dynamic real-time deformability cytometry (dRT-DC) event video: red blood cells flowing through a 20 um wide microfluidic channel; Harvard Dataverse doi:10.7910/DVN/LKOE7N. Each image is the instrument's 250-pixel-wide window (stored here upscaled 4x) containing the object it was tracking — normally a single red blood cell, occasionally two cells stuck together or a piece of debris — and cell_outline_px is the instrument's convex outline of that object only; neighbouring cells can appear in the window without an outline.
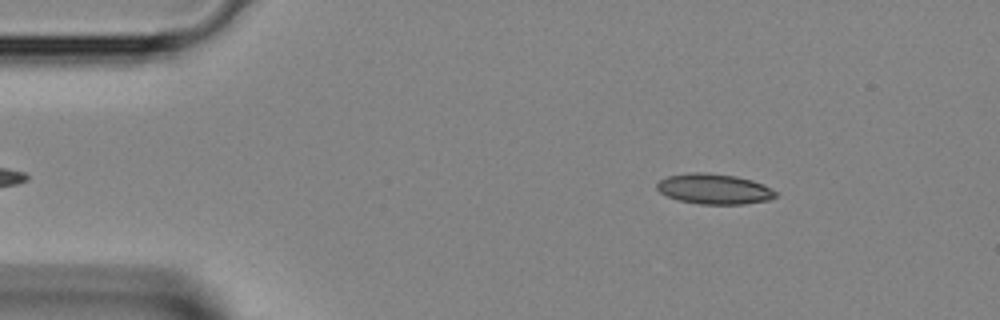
{"species": "Egyptian fruit bat (a non-hibernating species)", "species_latin": "Rousettus aegyptiacus", "temperature_condition": "room temperature", "stored_images_in_passage": 39, "camera_frame_rate_fps": 3000, "um_per_image_px": 0.085, "animal": {"sex": "female"}, "frame": {"image": 1, "passage_image": 3, "time_ms": 0.667, "image_size_px": [1000, 320], "cell_outline_px": [[776, 196], [768, 200], [744, 204], [700, 204], [680, 200], [668, 196], [660, 192], [656, 188], [656, 184], [660, 180], [668, 176], [692, 172], [700, 172], [736, 176], [752, 180], [764, 184], [776, 192]], "centroid_in_image_um": [60.7, 16.06], "position_along_channel_um": 24.3, "area_um2": 20.81}}
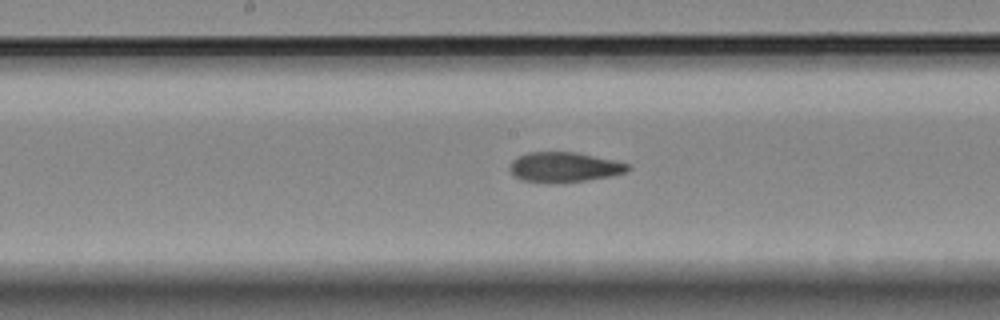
{"frame": {"image": 2, "passage_image": 18, "time_ms": 5.667, "image_size_px": [1000, 320], "cell_outline_px": [[632, 168], [624, 172], [608, 176], [584, 180], [552, 184], [548, 184], [520, 180], [512, 176], [508, 168], [512, 160], [528, 152], [576, 152], [612, 160], [628, 164]], "centroid_in_image_um": [47.86, 14.22], "position_along_channel_um": 200.3, "area_um2": 20.69}}
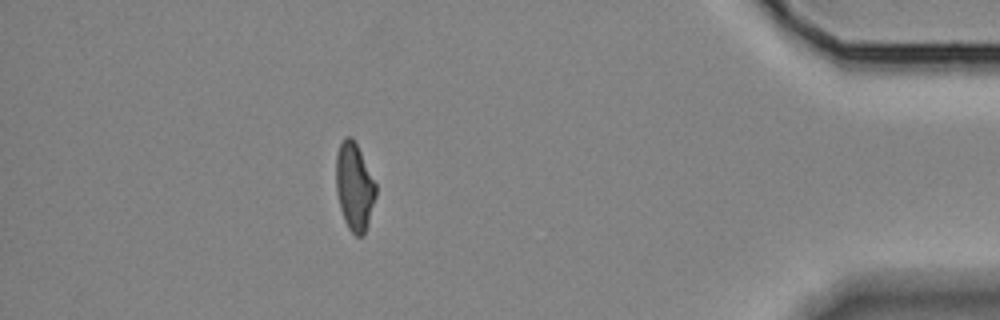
{"frame": {"image": 3, "passage_image": 34, "time_ms": 11.0, "image_size_px": [1000, 320], "cell_outline_px": [[376, 196], [364, 236], [356, 236], [348, 228], [344, 220], [340, 208], [336, 192], [336, 156], [340, 144], [344, 136], [352, 136], [376, 184]], "centroid_in_image_um": [30.11, 15.88], "position_along_channel_um": 405.1, "area_um2": 20.23}}